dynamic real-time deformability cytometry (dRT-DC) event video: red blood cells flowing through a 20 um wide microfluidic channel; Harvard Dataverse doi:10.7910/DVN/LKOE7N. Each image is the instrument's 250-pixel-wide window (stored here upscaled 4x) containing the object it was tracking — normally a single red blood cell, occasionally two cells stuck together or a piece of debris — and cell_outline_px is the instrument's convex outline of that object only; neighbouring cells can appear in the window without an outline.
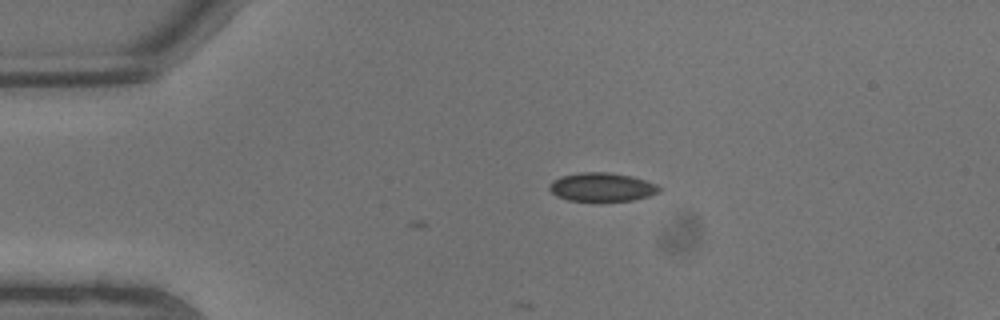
{"species": "common noctule bat (a hibernating species)", "species_latin": "Nyctalus noctula", "temperature_condition": "warm", "stored_images_in_passage": 4, "camera_frame_rate_fps": 3000, "um_per_image_px": 0.085, "animal": {"sex": "male", "body_mass_g": 13.3}, "frame": {"image": 1, "passage_image": 1, "time_ms": 0.0, "image_size_px": [1000, 320], "cell_outline_px": [[660, 192], [648, 196], [632, 200], [568, 200], [556, 196], [548, 188], [548, 184], [552, 180], [560, 176], [580, 172], [608, 172], [632, 176], [656, 184], [660, 188]], "centroid_in_image_um": [51.12, 15.88], "position_along_channel_um": 33.9, "area_um2": 18.21}}
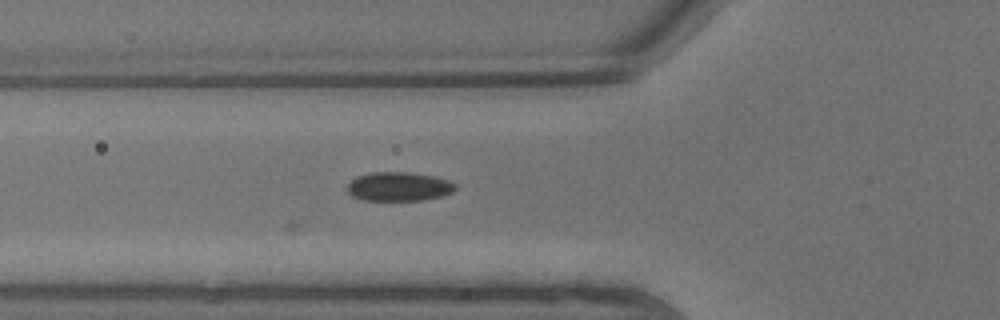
{"frame": {"image": 2, "passage_image": 4, "time_ms": 1.0, "image_size_px": [1000, 320], "cell_outline_px": [[456, 188], [452, 192], [440, 196], [424, 200], [364, 200], [352, 196], [348, 192], [348, 184], [356, 176], [372, 172], [408, 172], [436, 176], [448, 180], [456, 184]], "centroid_in_image_um": [33.91, 15.85], "position_along_channel_um": 91.9, "area_um2": 18.26}}